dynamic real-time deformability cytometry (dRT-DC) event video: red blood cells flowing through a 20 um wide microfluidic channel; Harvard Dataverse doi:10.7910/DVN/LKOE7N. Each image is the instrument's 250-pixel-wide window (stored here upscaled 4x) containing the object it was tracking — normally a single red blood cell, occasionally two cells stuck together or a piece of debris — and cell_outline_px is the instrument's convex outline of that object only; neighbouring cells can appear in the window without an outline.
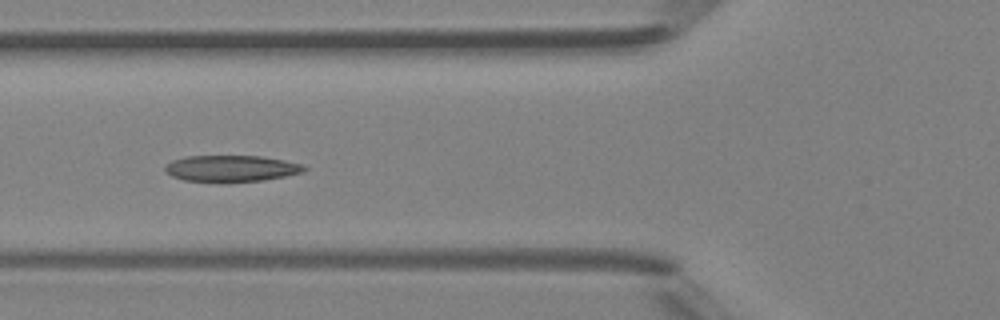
{"species": "Egyptian fruit bat (a non-hibernating species)", "species_latin": "Rousettus aegyptiacus", "temperature_condition": "room temperature", "stored_images_in_passage": 5, "camera_frame_rate_fps": 3000, "um_per_image_px": 0.085, "animal": {"sex": "female"}, "frame": {"image": 1, "passage_image": 4, "time_ms": 4.333, "image_size_px": [1000, 320], "cell_outline_px": [[308, 168], [304, 172], [264, 180], [224, 184], [220, 184], [184, 180], [172, 176], [164, 168], [172, 160], [188, 156], [260, 156], [284, 160], [304, 164]], "centroid_in_image_um": [19.68, 14.35], "position_along_channel_um": 106.1, "area_um2": 21.91}}
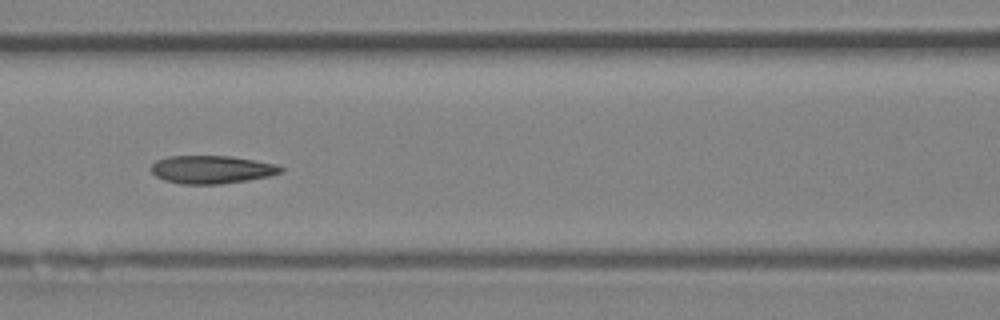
{"frame": {"image": 2, "passage_image": 5, "time_ms": 5.333, "image_size_px": [1000, 320], "cell_outline_px": [[284, 172], [268, 176], [220, 184], [180, 184], [164, 180], [156, 176], [152, 172], [152, 164], [156, 160], [168, 156], [232, 156], [276, 164], [284, 168]], "centroid_in_image_um": [17.99, 14.4], "position_along_channel_um": 148.6, "area_um2": 21.1}}